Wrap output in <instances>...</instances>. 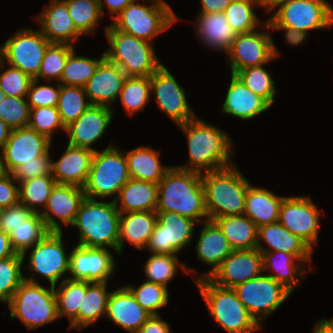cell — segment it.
I'll return each mask as SVG.
<instances>
[{
	"mask_svg": "<svg viewBox=\"0 0 333 333\" xmlns=\"http://www.w3.org/2000/svg\"><path fill=\"white\" fill-rule=\"evenodd\" d=\"M178 126L187 138L189 165L176 167L204 173L234 165L231 160L234 143L224 130L199 117Z\"/></svg>",
	"mask_w": 333,
	"mask_h": 333,
	"instance_id": "1",
	"label": "cell"
},
{
	"mask_svg": "<svg viewBox=\"0 0 333 333\" xmlns=\"http://www.w3.org/2000/svg\"><path fill=\"white\" fill-rule=\"evenodd\" d=\"M156 212H175L201 224L208 221L202 173L170 166L158 183Z\"/></svg>",
	"mask_w": 333,
	"mask_h": 333,
	"instance_id": "2",
	"label": "cell"
},
{
	"mask_svg": "<svg viewBox=\"0 0 333 333\" xmlns=\"http://www.w3.org/2000/svg\"><path fill=\"white\" fill-rule=\"evenodd\" d=\"M208 220L243 215L247 190L251 184L234 164L202 173Z\"/></svg>",
	"mask_w": 333,
	"mask_h": 333,
	"instance_id": "3",
	"label": "cell"
},
{
	"mask_svg": "<svg viewBox=\"0 0 333 333\" xmlns=\"http://www.w3.org/2000/svg\"><path fill=\"white\" fill-rule=\"evenodd\" d=\"M72 226L79 229L77 245L111 248L118 253L120 212L113 200L105 202L85 197Z\"/></svg>",
	"mask_w": 333,
	"mask_h": 333,
	"instance_id": "4",
	"label": "cell"
},
{
	"mask_svg": "<svg viewBox=\"0 0 333 333\" xmlns=\"http://www.w3.org/2000/svg\"><path fill=\"white\" fill-rule=\"evenodd\" d=\"M195 283L205 300L209 314L228 333H254L261 328L239 300L233 288H224L209 278H199Z\"/></svg>",
	"mask_w": 333,
	"mask_h": 333,
	"instance_id": "5",
	"label": "cell"
},
{
	"mask_svg": "<svg viewBox=\"0 0 333 333\" xmlns=\"http://www.w3.org/2000/svg\"><path fill=\"white\" fill-rule=\"evenodd\" d=\"M105 31L109 43L105 57L118 65L126 76L150 77L163 65L155 53L153 43L118 31L111 25Z\"/></svg>",
	"mask_w": 333,
	"mask_h": 333,
	"instance_id": "6",
	"label": "cell"
},
{
	"mask_svg": "<svg viewBox=\"0 0 333 333\" xmlns=\"http://www.w3.org/2000/svg\"><path fill=\"white\" fill-rule=\"evenodd\" d=\"M24 279L8 304L10 318L17 317L28 330L57 320L59 317L54 287H43L35 279L26 276Z\"/></svg>",
	"mask_w": 333,
	"mask_h": 333,
	"instance_id": "7",
	"label": "cell"
},
{
	"mask_svg": "<svg viewBox=\"0 0 333 333\" xmlns=\"http://www.w3.org/2000/svg\"><path fill=\"white\" fill-rule=\"evenodd\" d=\"M128 4L110 24L118 31L133 35L153 43L158 34L170 28L178 19L168 3L149 0L151 5L136 3Z\"/></svg>",
	"mask_w": 333,
	"mask_h": 333,
	"instance_id": "8",
	"label": "cell"
},
{
	"mask_svg": "<svg viewBox=\"0 0 333 333\" xmlns=\"http://www.w3.org/2000/svg\"><path fill=\"white\" fill-rule=\"evenodd\" d=\"M129 179L125 154L110 142L103 151L96 150L93 154L91 168L83 187L85 197L105 199L115 196L114 201Z\"/></svg>",
	"mask_w": 333,
	"mask_h": 333,
	"instance_id": "9",
	"label": "cell"
},
{
	"mask_svg": "<svg viewBox=\"0 0 333 333\" xmlns=\"http://www.w3.org/2000/svg\"><path fill=\"white\" fill-rule=\"evenodd\" d=\"M269 27H287L308 33L333 26V6L326 0H290L266 20Z\"/></svg>",
	"mask_w": 333,
	"mask_h": 333,
	"instance_id": "10",
	"label": "cell"
},
{
	"mask_svg": "<svg viewBox=\"0 0 333 333\" xmlns=\"http://www.w3.org/2000/svg\"><path fill=\"white\" fill-rule=\"evenodd\" d=\"M50 43L41 30L23 28L0 46V59L35 79Z\"/></svg>",
	"mask_w": 333,
	"mask_h": 333,
	"instance_id": "11",
	"label": "cell"
},
{
	"mask_svg": "<svg viewBox=\"0 0 333 333\" xmlns=\"http://www.w3.org/2000/svg\"><path fill=\"white\" fill-rule=\"evenodd\" d=\"M233 289L260 326H262V319L274 313L292 294L281 283L264 274L239 284Z\"/></svg>",
	"mask_w": 333,
	"mask_h": 333,
	"instance_id": "12",
	"label": "cell"
},
{
	"mask_svg": "<svg viewBox=\"0 0 333 333\" xmlns=\"http://www.w3.org/2000/svg\"><path fill=\"white\" fill-rule=\"evenodd\" d=\"M157 222L145 249L176 255L193 239L196 222L175 212H156Z\"/></svg>",
	"mask_w": 333,
	"mask_h": 333,
	"instance_id": "13",
	"label": "cell"
},
{
	"mask_svg": "<svg viewBox=\"0 0 333 333\" xmlns=\"http://www.w3.org/2000/svg\"><path fill=\"white\" fill-rule=\"evenodd\" d=\"M226 55L229 56L227 65L231 68V74H235L248 67L265 66L280 53L269 32L256 29L249 33L237 34Z\"/></svg>",
	"mask_w": 333,
	"mask_h": 333,
	"instance_id": "14",
	"label": "cell"
},
{
	"mask_svg": "<svg viewBox=\"0 0 333 333\" xmlns=\"http://www.w3.org/2000/svg\"><path fill=\"white\" fill-rule=\"evenodd\" d=\"M62 232H49L29 252V268L46 278L55 287L65 273L69 272L70 255L63 247Z\"/></svg>",
	"mask_w": 333,
	"mask_h": 333,
	"instance_id": "15",
	"label": "cell"
},
{
	"mask_svg": "<svg viewBox=\"0 0 333 333\" xmlns=\"http://www.w3.org/2000/svg\"><path fill=\"white\" fill-rule=\"evenodd\" d=\"M320 214L309 197L286 196L280 206L278 222L314 250L312 245L318 242Z\"/></svg>",
	"mask_w": 333,
	"mask_h": 333,
	"instance_id": "16",
	"label": "cell"
},
{
	"mask_svg": "<svg viewBox=\"0 0 333 333\" xmlns=\"http://www.w3.org/2000/svg\"><path fill=\"white\" fill-rule=\"evenodd\" d=\"M151 93H154L158 108L177 125L184 124L196 114L189 107L184 88L176 78L162 65L150 76Z\"/></svg>",
	"mask_w": 333,
	"mask_h": 333,
	"instance_id": "17",
	"label": "cell"
},
{
	"mask_svg": "<svg viewBox=\"0 0 333 333\" xmlns=\"http://www.w3.org/2000/svg\"><path fill=\"white\" fill-rule=\"evenodd\" d=\"M51 141L29 127L12 130L1 149L5 171L12 174L23 163L40 162L50 152Z\"/></svg>",
	"mask_w": 333,
	"mask_h": 333,
	"instance_id": "18",
	"label": "cell"
},
{
	"mask_svg": "<svg viewBox=\"0 0 333 333\" xmlns=\"http://www.w3.org/2000/svg\"><path fill=\"white\" fill-rule=\"evenodd\" d=\"M69 255V278L73 280L108 282L116 270V260L107 248L76 245Z\"/></svg>",
	"mask_w": 333,
	"mask_h": 333,
	"instance_id": "19",
	"label": "cell"
},
{
	"mask_svg": "<svg viewBox=\"0 0 333 333\" xmlns=\"http://www.w3.org/2000/svg\"><path fill=\"white\" fill-rule=\"evenodd\" d=\"M264 273L260 250H233L208 278L218 286L235 288L237 285Z\"/></svg>",
	"mask_w": 333,
	"mask_h": 333,
	"instance_id": "20",
	"label": "cell"
},
{
	"mask_svg": "<svg viewBox=\"0 0 333 333\" xmlns=\"http://www.w3.org/2000/svg\"><path fill=\"white\" fill-rule=\"evenodd\" d=\"M84 198L83 188L56 183L51 190L46 206L43 209L40 208V215L44 219L48 230L50 232H63L55 217L63 225L72 226Z\"/></svg>",
	"mask_w": 333,
	"mask_h": 333,
	"instance_id": "21",
	"label": "cell"
},
{
	"mask_svg": "<svg viewBox=\"0 0 333 333\" xmlns=\"http://www.w3.org/2000/svg\"><path fill=\"white\" fill-rule=\"evenodd\" d=\"M114 110L107 106L90 105V107L74 122L65 127L69 145L87 148L104 135L113 119Z\"/></svg>",
	"mask_w": 333,
	"mask_h": 333,
	"instance_id": "22",
	"label": "cell"
},
{
	"mask_svg": "<svg viewBox=\"0 0 333 333\" xmlns=\"http://www.w3.org/2000/svg\"><path fill=\"white\" fill-rule=\"evenodd\" d=\"M126 77L118 65L105 57L84 86L88 101L93 105L112 108L111 104L119 97Z\"/></svg>",
	"mask_w": 333,
	"mask_h": 333,
	"instance_id": "23",
	"label": "cell"
},
{
	"mask_svg": "<svg viewBox=\"0 0 333 333\" xmlns=\"http://www.w3.org/2000/svg\"><path fill=\"white\" fill-rule=\"evenodd\" d=\"M37 21L42 34L51 43H63L74 46L83 34L76 28L63 0H51Z\"/></svg>",
	"mask_w": 333,
	"mask_h": 333,
	"instance_id": "24",
	"label": "cell"
},
{
	"mask_svg": "<svg viewBox=\"0 0 333 333\" xmlns=\"http://www.w3.org/2000/svg\"><path fill=\"white\" fill-rule=\"evenodd\" d=\"M151 316L126 286L111 292L105 317L128 333H136Z\"/></svg>",
	"mask_w": 333,
	"mask_h": 333,
	"instance_id": "25",
	"label": "cell"
},
{
	"mask_svg": "<svg viewBox=\"0 0 333 333\" xmlns=\"http://www.w3.org/2000/svg\"><path fill=\"white\" fill-rule=\"evenodd\" d=\"M94 152L68 144L60 159L51 161V174L56 183L83 188L91 168Z\"/></svg>",
	"mask_w": 333,
	"mask_h": 333,
	"instance_id": "26",
	"label": "cell"
},
{
	"mask_svg": "<svg viewBox=\"0 0 333 333\" xmlns=\"http://www.w3.org/2000/svg\"><path fill=\"white\" fill-rule=\"evenodd\" d=\"M227 89L221 109L225 114L242 120H251L272 107L265 99L245 86L235 74H231V81Z\"/></svg>",
	"mask_w": 333,
	"mask_h": 333,
	"instance_id": "27",
	"label": "cell"
},
{
	"mask_svg": "<svg viewBox=\"0 0 333 333\" xmlns=\"http://www.w3.org/2000/svg\"><path fill=\"white\" fill-rule=\"evenodd\" d=\"M232 251V247L219 226L214 221H205L197 241L196 254L202 263L212 265V267L207 274L200 275L201 277L192 275L194 281L199 278H208Z\"/></svg>",
	"mask_w": 333,
	"mask_h": 333,
	"instance_id": "28",
	"label": "cell"
},
{
	"mask_svg": "<svg viewBox=\"0 0 333 333\" xmlns=\"http://www.w3.org/2000/svg\"><path fill=\"white\" fill-rule=\"evenodd\" d=\"M257 249L260 251H283L293 254L305 263L311 262L313 250L299 237L293 235L280 222L258 227ZM265 242L270 248L262 245Z\"/></svg>",
	"mask_w": 333,
	"mask_h": 333,
	"instance_id": "29",
	"label": "cell"
},
{
	"mask_svg": "<svg viewBox=\"0 0 333 333\" xmlns=\"http://www.w3.org/2000/svg\"><path fill=\"white\" fill-rule=\"evenodd\" d=\"M195 22L194 33L202 44L227 53L237 33L230 26L224 12L199 13Z\"/></svg>",
	"mask_w": 333,
	"mask_h": 333,
	"instance_id": "30",
	"label": "cell"
},
{
	"mask_svg": "<svg viewBox=\"0 0 333 333\" xmlns=\"http://www.w3.org/2000/svg\"><path fill=\"white\" fill-rule=\"evenodd\" d=\"M263 258V271L273 272L268 276L274 278L277 282L281 283L291 293L296 289L300 279L307 277V269L304 268L305 262L297 258L293 254L285 253L283 251H261ZM300 277V278H298Z\"/></svg>",
	"mask_w": 333,
	"mask_h": 333,
	"instance_id": "31",
	"label": "cell"
},
{
	"mask_svg": "<svg viewBox=\"0 0 333 333\" xmlns=\"http://www.w3.org/2000/svg\"><path fill=\"white\" fill-rule=\"evenodd\" d=\"M156 222V211L120 213L118 254H122L125 240L138 250L146 248Z\"/></svg>",
	"mask_w": 333,
	"mask_h": 333,
	"instance_id": "32",
	"label": "cell"
},
{
	"mask_svg": "<svg viewBox=\"0 0 333 333\" xmlns=\"http://www.w3.org/2000/svg\"><path fill=\"white\" fill-rule=\"evenodd\" d=\"M157 198L158 184L130 178L114 202L120 213L156 211Z\"/></svg>",
	"mask_w": 333,
	"mask_h": 333,
	"instance_id": "33",
	"label": "cell"
},
{
	"mask_svg": "<svg viewBox=\"0 0 333 333\" xmlns=\"http://www.w3.org/2000/svg\"><path fill=\"white\" fill-rule=\"evenodd\" d=\"M285 196H278L261 187L249 185L245 199L244 215L257 227L278 222L279 210Z\"/></svg>",
	"mask_w": 333,
	"mask_h": 333,
	"instance_id": "34",
	"label": "cell"
},
{
	"mask_svg": "<svg viewBox=\"0 0 333 333\" xmlns=\"http://www.w3.org/2000/svg\"><path fill=\"white\" fill-rule=\"evenodd\" d=\"M130 178L158 184L170 166L160 164V154L150 146L124 152Z\"/></svg>",
	"mask_w": 333,
	"mask_h": 333,
	"instance_id": "35",
	"label": "cell"
},
{
	"mask_svg": "<svg viewBox=\"0 0 333 333\" xmlns=\"http://www.w3.org/2000/svg\"><path fill=\"white\" fill-rule=\"evenodd\" d=\"M214 222L222 230L233 250L257 248L258 227L246 215L224 216Z\"/></svg>",
	"mask_w": 333,
	"mask_h": 333,
	"instance_id": "36",
	"label": "cell"
},
{
	"mask_svg": "<svg viewBox=\"0 0 333 333\" xmlns=\"http://www.w3.org/2000/svg\"><path fill=\"white\" fill-rule=\"evenodd\" d=\"M107 282H88L86 293H82V302L78 311V330L94 324L102 315L105 317L108 298Z\"/></svg>",
	"mask_w": 333,
	"mask_h": 333,
	"instance_id": "37",
	"label": "cell"
},
{
	"mask_svg": "<svg viewBox=\"0 0 333 333\" xmlns=\"http://www.w3.org/2000/svg\"><path fill=\"white\" fill-rule=\"evenodd\" d=\"M87 281L73 280L65 277L58 289L54 287L57 300L58 317L67 316L70 328L78 329V311L82 302V293H86Z\"/></svg>",
	"mask_w": 333,
	"mask_h": 333,
	"instance_id": "38",
	"label": "cell"
},
{
	"mask_svg": "<svg viewBox=\"0 0 333 333\" xmlns=\"http://www.w3.org/2000/svg\"><path fill=\"white\" fill-rule=\"evenodd\" d=\"M49 232L40 213L33 212L9 234L11 246L16 254L25 259L29 248L39 243Z\"/></svg>",
	"mask_w": 333,
	"mask_h": 333,
	"instance_id": "39",
	"label": "cell"
},
{
	"mask_svg": "<svg viewBox=\"0 0 333 333\" xmlns=\"http://www.w3.org/2000/svg\"><path fill=\"white\" fill-rule=\"evenodd\" d=\"M56 181L52 175L38 176L18 183L19 202L32 212L40 213L45 207Z\"/></svg>",
	"mask_w": 333,
	"mask_h": 333,
	"instance_id": "40",
	"label": "cell"
},
{
	"mask_svg": "<svg viewBox=\"0 0 333 333\" xmlns=\"http://www.w3.org/2000/svg\"><path fill=\"white\" fill-rule=\"evenodd\" d=\"M90 105L84 87L60 84L57 109L64 127L76 121Z\"/></svg>",
	"mask_w": 333,
	"mask_h": 333,
	"instance_id": "41",
	"label": "cell"
},
{
	"mask_svg": "<svg viewBox=\"0 0 333 333\" xmlns=\"http://www.w3.org/2000/svg\"><path fill=\"white\" fill-rule=\"evenodd\" d=\"M179 266L190 274L191 270L186 268L185 264L179 261L177 255L151 254L145 262V266L143 268L146 281L156 283L167 288V284L170 280H173Z\"/></svg>",
	"mask_w": 333,
	"mask_h": 333,
	"instance_id": "42",
	"label": "cell"
},
{
	"mask_svg": "<svg viewBox=\"0 0 333 333\" xmlns=\"http://www.w3.org/2000/svg\"><path fill=\"white\" fill-rule=\"evenodd\" d=\"M151 94L150 77L127 76L119 97L125 112L132 116L144 109Z\"/></svg>",
	"mask_w": 333,
	"mask_h": 333,
	"instance_id": "43",
	"label": "cell"
},
{
	"mask_svg": "<svg viewBox=\"0 0 333 333\" xmlns=\"http://www.w3.org/2000/svg\"><path fill=\"white\" fill-rule=\"evenodd\" d=\"M262 6L261 0H233L225 9L224 14L237 34L249 33L259 27L254 8Z\"/></svg>",
	"mask_w": 333,
	"mask_h": 333,
	"instance_id": "44",
	"label": "cell"
},
{
	"mask_svg": "<svg viewBox=\"0 0 333 333\" xmlns=\"http://www.w3.org/2000/svg\"><path fill=\"white\" fill-rule=\"evenodd\" d=\"M104 58L105 52L99 59H91L78 56L75 54V50H73L67 59L59 83L62 85L84 87Z\"/></svg>",
	"mask_w": 333,
	"mask_h": 333,
	"instance_id": "45",
	"label": "cell"
},
{
	"mask_svg": "<svg viewBox=\"0 0 333 333\" xmlns=\"http://www.w3.org/2000/svg\"><path fill=\"white\" fill-rule=\"evenodd\" d=\"M76 28L83 34L95 33L101 18L99 0H63Z\"/></svg>",
	"mask_w": 333,
	"mask_h": 333,
	"instance_id": "46",
	"label": "cell"
},
{
	"mask_svg": "<svg viewBox=\"0 0 333 333\" xmlns=\"http://www.w3.org/2000/svg\"><path fill=\"white\" fill-rule=\"evenodd\" d=\"M74 46L63 43H50L42 60L38 76L35 78L51 81L52 79L60 81L62 72L66 65L70 53L74 50Z\"/></svg>",
	"mask_w": 333,
	"mask_h": 333,
	"instance_id": "47",
	"label": "cell"
},
{
	"mask_svg": "<svg viewBox=\"0 0 333 333\" xmlns=\"http://www.w3.org/2000/svg\"><path fill=\"white\" fill-rule=\"evenodd\" d=\"M235 75L252 92L265 99L271 106L274 103L276 88L273 76L261 66L248 67L237 71Z\"/></svg>",
	"mask_w": 333,
	"mask_h": 333,
	"instance_id": "48",
	"label": "cell"
},
{
	"mask_svg": "<svg viewBox=\"0 0 333 333\" xmlns=\"http://www.w3.org/2000/svg\"><path fill=\"white\" fill-rule=\"evenodd\" d=\"M24 261L20 254L0 260V301L7 305L19 285L25 280L22 274Z\"/></svg>",
	"mask_w": 333,
	"mask_h": 333,
	"instance_id": "49",
	"label": "cell"
},
{
	"mask_svg": "<svg viewBox=\"0 0 333 333\" xmlns=\"http://www.w3.org/2000/svg\"><path fill=\"white\" fill-rule=\"evenodd\" d=\"M126 287L134 295L136 302L152 316H159L157 310L169 304V292L162 285L145 281L137 288L130 284Z\"/></svg>",
	"mask_w": 333,
	"mask_h": 333,
	"instance_id": "50",
	"label": "cell"
},
{
	"mask_svg": "<svg viewBox=\"0 0 333 333\" xmlns=\"http://www.w3.org/2000/svg\"><path fill=\"white\" fill-rule=\"evenodd\" d=\"M30 108L27 98L11 97L0 103V119L11 129L28 127Z\"/></svg>",
	"mask_w": 333,
	"mask_h": 333,
	"instance_id": "51",
	"label": "cell"
},
{
	"mask_svg": "<svg viewBox=\"0 0 333 333\" xmlns=\"http://www.w3.org/2000/svg\"><path fill=\"white\" fill-rule=\"evenodd\" d=\"M28 127L45 135L49 140L57 129L65 131L57 107L31 108Z\"/></svg>",
	"mask_w": 333,
	"mask_h": 333,
	"instance_id": "52",
	"label": "cell"
},
{
	"mask_svg": "<svg viewBox=\"0 0 333 333\" xmlns=\"http://www.w3.org/2000/svg\"><path fill=\"white\" fill-rule=\"evenodd\" d=\"M4 64L0 59V88L7 96L24 98L32 82V78L20 69L10 66L4 70ZM4 70V71H3Z\"/></svg>",
	"mask_w": 333,
	"mask_h": 333,
	"instance_id": "53",
	"label": "cell"
},
{
	"mask_svg": "<svg viewBox=\"0 0 333 333\" xmlns=\"http://www.w3.org/2000/svg\"><path fill=\"white\" fill-rule=\"evenodd\" d=\"M39 80L33 79L27 92L29 108L57 107L60 95V83L55 88L53 85H39Z\"/></svg>",
	"mask_w": 333,
	"mask_h": 333,
	"instance_id": "54",
	"label": "cell"
},
{
	"mask_svg": "<svg viewBox=\"0 0 333 333\" xmlns=\"http://www.w3.org/2000/svg\"><path fill=\"white\" fill-rule=\"evenodd\" d=\"M33 212L18 202L13 206L0 209V230L9 235L13 229L24 223Z\"/></svg>",
	"mask_w": 333,
	"mask_h": 333,
	"instance_id": "55",
	"label": "cell"
},
{
	"mask_svg": "<svg viewBox=\"0 0 333 333\" xmlns=\"http://www.w3.org/2000/svg\"><path fill=\"white\" fill-rule=\"evenodd\" d=\"M50 152L40 162L23 163L13 173L14 179L19 183L38 176L52 175Z\"/></svg>",
	"mask_w": 333,
	"mask_h": 333,
	"instance_id": "56",
	"label": "cell"
},
{
	"mask_svg": "<svg viewBox=\"0 0 333 333\" xmlns=\"http://www.w3.org/2000/svg\"><path fill=\"white\" fill-rule=\"evenodd\" d=\"M18 182L13 175L5 172L0 175V209L13 206L19 202Z\"/></svg>",
	"mask_w": 333,
	"mask_h": 333,
	"instance_id": "57",
	"label": "cell"
},
{
	"mask_svg": "<svg viewBox=\"0 0 333 333\" xmlns=\"http://www.w3.org/2000/svg\"><path fill=\"white\" fill-rule=\"evenodd\" d=\"M261 28H268L272 29V30H284V35H285V40L289 45L294 46H298L300 44H302V42L304 40H306L308 33L300 31V30H296L293 28H287V27H269L268 23L265 21L263 23H261Z\"/></svg>",
	"mask_w": 333,
	"mask_h": 333,
	"instance_id": "58",
	"label": "cell"
},
{
	"mask_svg": "<svg viewBox=\"0 0 333 333\" xmlns=\"http://www.w3.org/2000/svg\"><path fill=\"white\" fill-rule=\"evenodd\" d=\"M169 324L161 316H151L136 333H171Z\"/></svg>",
	"mask_w": 333,
	"mask_h": 333,
	"instance_id": "59",
	"label": "cell"
},
{
	"mask_svg": "<svg viewBox=\"0 0 333 333\" xmlns=\"http://www.w3.org/2000/svg\"><path fill=\"white\" fill-rule=\"evenodd\" d=\"M135 0H99L100 11L103 16L104 14V3L107 6V10L112 15V19L115 18L128 4L134 2Z\"/></svg>",
	"mask_w": 333,
	"mask_h": 333,
	"instance_id": "60",
	"label": "cell"
},
{
	"mask_svg": "<svg viewBox=\"0 0 333 333\" xmlns=\"http://www.w3.org/2000/svg\"><path fill=\"white\" fill-rule=\"evenodd\" d=\"M233 0H200L202 7L199 13H221Z\"/></svg>",
	"mask_w": 333,
	"mask_h": 333,
	"instance_id": "61",
	"label": "cell"
},
{
	"mask_svg": "<svg viewBox=\"0 0 333 333\" xmlns=\"http://www.w3.org/2000/svg\"><path fill=\"white\" fill-rule=\"evenodd\" d=\"M16 255L10 242L9 235L0 230V260Z\"/></svg>",
	"mask_w": 333,
	"mask_h": 333,
	"instance_id": "62",
	"label": "cell"
},
{
	"mask_svg": "<svg viewBox=\"0 0 333 333\" xmlns=\"http://www.w3.org/2000/svg\"><path fill=\"white\" fill-rule=\"evenodd\" d=\"M313 326L312 333H333V318L318 320Z\"/></svg>",
	"mask_w": 333,
	"mask_h": 333,
	"instance_id": "63",
	"label": "cell"
},
{
	"mask_svg": "<svg viewBox=\"0 0 333 333\" xmlns=\"http://www.w3.org/2000/svg\"><path fill=\"white\" fill-rule=\"evenodd\" d=\"M11 131L12 130L7 126V124L0 119V150L8 141Z\"/></svg>",
	"mask_w": 333,
	"mask_h": 333,
	"instance_id": "64",
	"label": "cell"
},
{
	"mask_svg": "<svg viewBox=\"0 0 333 333\" xmlns=\"http://www.w3.org/2000/svg\"><path fill=\"white\" fill-rule=\"evenodd\" d=\"M290 0H261L262 7L266 9V11L271 12L275 8H277L280 4L287 2Z\"/></svg>",
	"mask_w": 333,
	"mask_h": 333,
	"instance_id": "65",
	"label": "cell"
},
{
	"mask_svg": "<svg viewBox=\"0 0 333 333\" xmlns=\"http://www.w3.org/2000/svg\"><path fill=\"white\" fill-rule=\"evenodd\" d=\"M0 175L4 174L6 171H5V168H4V165H3V155H2V151L0 150Z\"/></svg>",
	"mask_w": 333,
	"mask_h": 333,
	"instance_id": "66",
	"label": "cell"
},
{
	"mask_svg": "<svg viewBox=\"0 0 333 333\" xmlns=\"http://www.w3.org/2000/svg\"><path fill=\"white\" fill-rule=\"evenodd\" d=\"M6 94L4 91L0 88V103L6 98Z\"/></svg>",
	"mask_w": 333,
	"mask_h": 333,
	"instance_id": "67",
	"label": "cell"
},
{
	"mask_svg": "<svg viewBox=\"0 0 333 333\" xmlns=\"http://www.w3.org/2000/svg\"><path fill=\"white\" fill-rule=\"evenodd\" d=\"M156 1H159V2H162V3H166V1H164V0H156Z\"/></svg>",
	"mask_w": 333,
	"mask_h": 333,
	"instance_id": "68",
	"label": "cell"
}]
</instances>
